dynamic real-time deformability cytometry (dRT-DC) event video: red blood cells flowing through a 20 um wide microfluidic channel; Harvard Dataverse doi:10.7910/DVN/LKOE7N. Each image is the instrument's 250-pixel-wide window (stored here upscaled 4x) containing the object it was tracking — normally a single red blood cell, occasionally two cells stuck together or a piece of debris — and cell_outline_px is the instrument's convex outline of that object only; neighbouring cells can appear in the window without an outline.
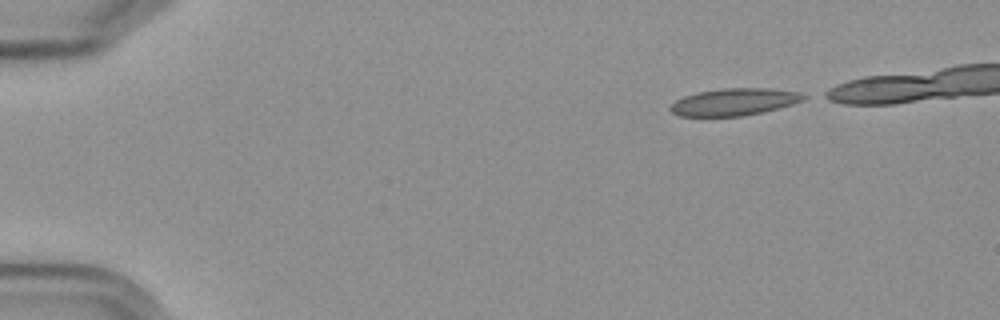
{"species": "Egyptian fruit bat (a non-hibernating species)", "species_latin": "Rousettus aegyptiacus", "temperature_condition": "cold", "stored_images_in_passage": 44, "camera_frame_rate_fps": 3000, "um_per_image_px": 0.085, "frame": {"image": 1, "passage_image": 1, "time_ms": 0.0, "image_size_px": [1000, 320], "cell_outline_px": [[808, 96], [804, 100], [780, 108], [764, 112], [744, 116], [680, 116], [672, 112], [668, 108], [676, 100], [684, 96], [696, 92], [724, 88], [768, 88], [800, 92]], "centroid_in_image_um": [62.43, 8.66], "position_along_channel_um": 22.6, "area_um2": 21.21}}
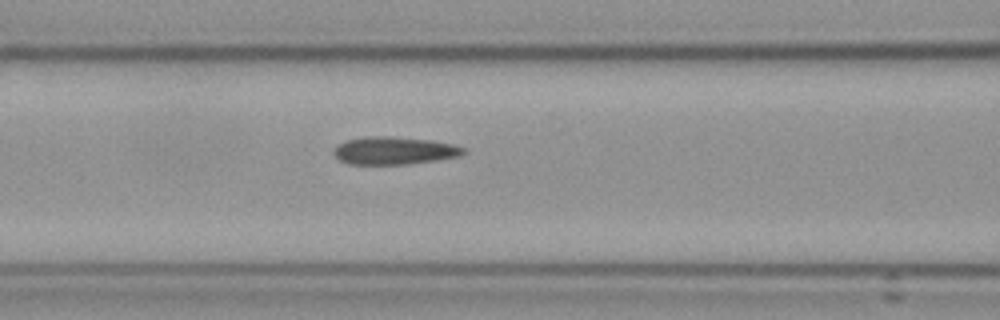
{"frame": {"image": 2, "passage_image": 18, "time_ms": 5.667, "image_size_px": [1000, 320], "cell_outline_px": [[468, 152], [460, 156], [436, 160], [408, 164], [348, 164], [340, 160], [332, 152], [336, 144], [344, 140], [364, 136], [392, 136], [428, 140], [452, 144], [464, 148]], "centroid_in_image_um": [33.46, 12.79], "position_along_channel_um": 133.1, "area_um2": 21.1}}
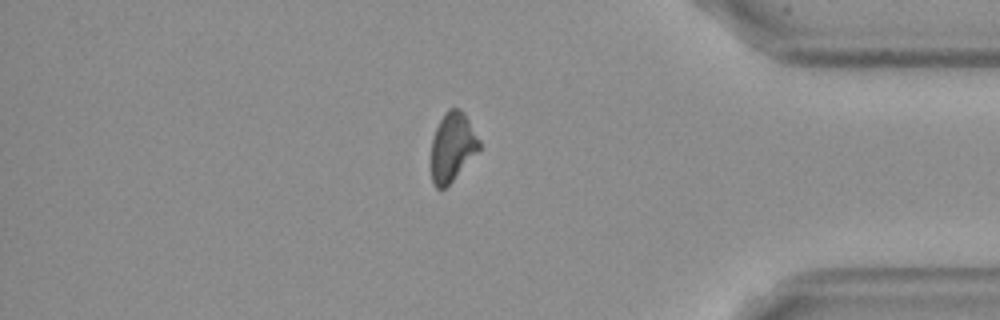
{"frame": {"image": 3, "passage_image": 42, "time_ms": 13.667, "image_size_px": [1000, 320], "cell_outline_px": [[480, 148], [452, 180], [444, 188], [436, 188], [432, 184], [432, 140], [436, 128], [444, 112], [448, 108], [460, 108], [464, 112], [480, 140]], "centroid_in_image_um": [38.45, 12.45], "position_along_channel_um": 396.8, "area_um2": 18.96}}